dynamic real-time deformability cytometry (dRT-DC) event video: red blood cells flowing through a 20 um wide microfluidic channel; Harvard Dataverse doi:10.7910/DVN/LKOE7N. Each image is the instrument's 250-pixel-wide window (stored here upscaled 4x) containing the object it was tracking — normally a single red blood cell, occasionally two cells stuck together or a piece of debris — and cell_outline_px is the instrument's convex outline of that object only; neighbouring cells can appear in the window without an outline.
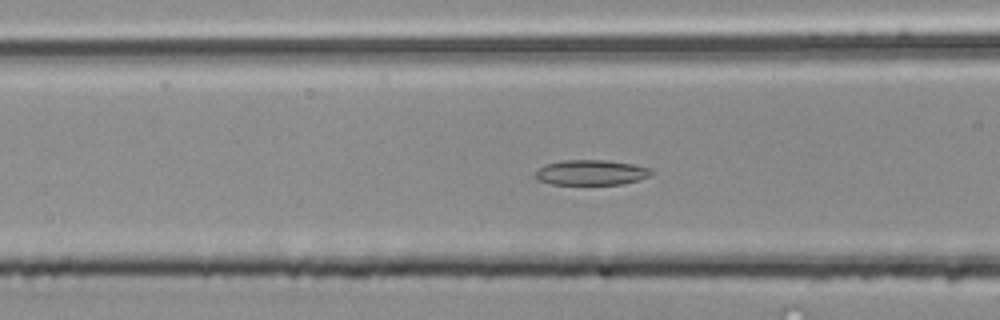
{"species": "common noctule bat (a hibernating species)", "species_latin": "Nyctalus noctula", "temperature_condition": "room temperature", "stored_images_in_passage": 37, "camera_frame_rate_fps": 3000, "um_per_image_px": 0.085, "animal": {"sex": "male", "body_mass_g": 20.4}, "frame": {"image": 1, "passage_image": 6, "time_ms": 1.667, "image_size_px": [1000, 320], "cell_outline_px": [[656, 172], [640, 180], [624, 184], [552, 184], [540, 180], [536, 176], [536, 172], [544, 164], [564, 160], [608, 160], [632, 164], [652, 168]], "centroid_in_image_um": [50.32, 14.66], "position_along_channel_um": 116.3, "area_um2": 17.05}}
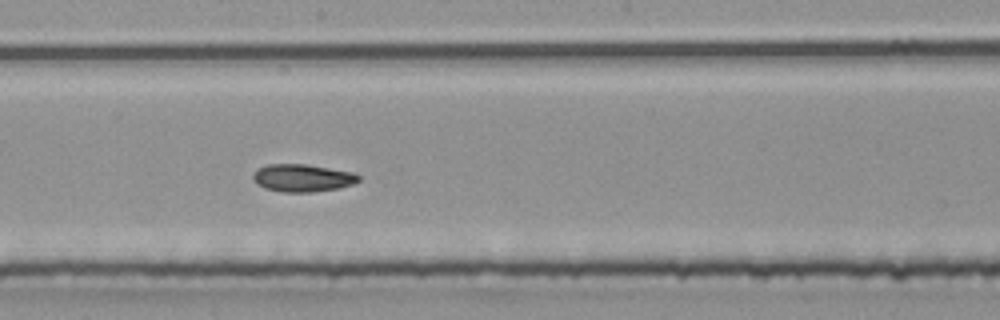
{"frame": {"image": 2, "passage_image": 14, "time_ms": 4.333, "image_size_px": [1000, 320], "cell_outline_px": [[360, 180], [352, 184], [340, 188], [312, 192], [284, 192], [264, 188], [252, 176], [252, 172], [256, 168], [268, 164], [304, 164], [352, 172], [360, 176]], "centroid_in_image_um": [25.7, 15.12], "position_along_channel_um": 222.5, "area_um2": 16.88}}
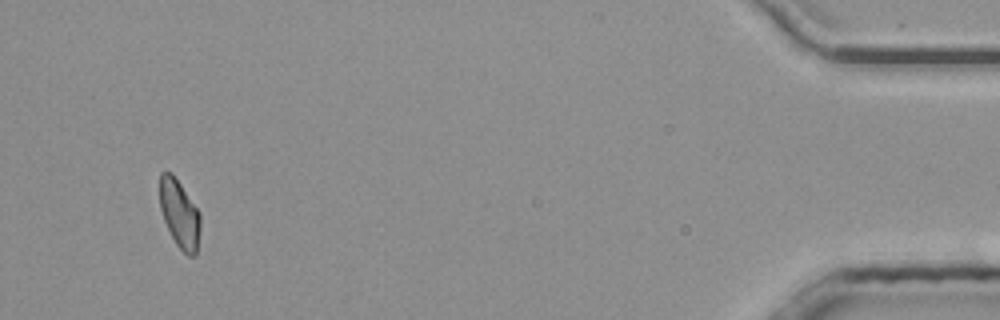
{"frame": {"image": 3, "passage_image": 35, "time_ms": 11.333, "image_size_px": [1000, 320], "cell_outline_px": [[200, 228], [196, 256], [188, 256], [176, 244], [164, 220], [160, 208], [160, 172], [172, 172], [200, 212]], "centroid_in_image_um": [15.27, 18.18], "position_along_channel_um": 419.9, "area_um2": 16.01}, "authors_computed_cell_mechanics": {"area_um2": 16.762, "velocity_mm_per_s": 3.9712, "shape_relaxation_time_tau1_ms": null, "shape_relaxation_time_tau2_ms": 5.1502, "deformation_change_tau1": null, "deformation_change_tau2": 0.1098}}